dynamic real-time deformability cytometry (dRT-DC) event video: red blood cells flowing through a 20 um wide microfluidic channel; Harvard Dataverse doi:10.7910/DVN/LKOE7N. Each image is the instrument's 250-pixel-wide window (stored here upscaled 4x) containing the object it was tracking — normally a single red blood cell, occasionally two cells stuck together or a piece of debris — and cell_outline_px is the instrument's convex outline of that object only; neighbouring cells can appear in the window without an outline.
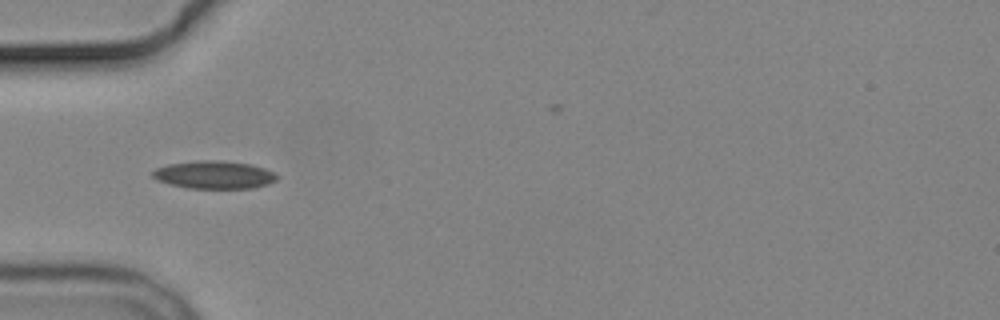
{"species": "common noctule bat (a hibernating species)", "species_latin": "Nyctalus noctula", "temperature_condition": "cold", "stored_images_in_passage": 7, "camera_frame_rate_fps": 3000, "um_per_image_px": 0.085, "animal": {"sex": "male", "body_mass_g": 19.2, "forearm_length_mm": 51.8}, "frame": {"image": 1, "passage_image": 3, "time_ms": 4.0, "image_size_px": [1000, 320], "cell_outline_px": [[280, 176], [276, 180], [268, 184], [252, 188], [188, 188], [156, 180], [152, 176], [152, 172], [156, 168], [168, 164], [200, 160], [216, 160], [248, 164], [264, 168], [276, 172]], "centroid_in_image_um": [18.23, 14.86], "position_along_channel_um": 66.8, "area_um2": 20.11}}
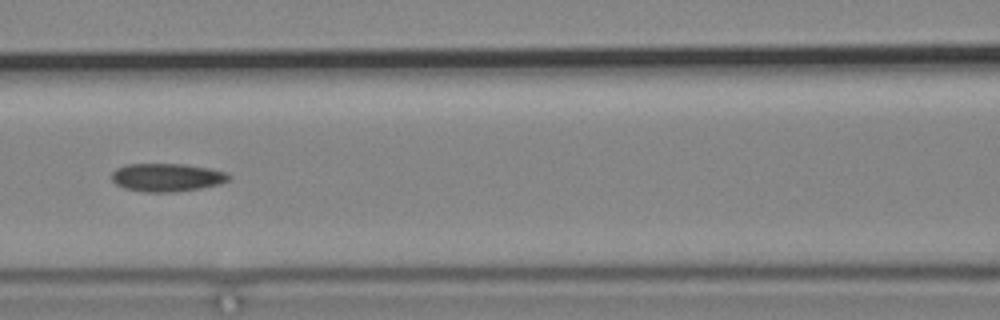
{"frame": {"image": 2, "passage_image": 5, "time_ms": 6.333, "image_size_px": [1000, 320], "cell_outline_px": [[232, 180], [220, 184], [200, 188], [176, 192], [148, 192], [124, 188], [116, 184], [112, 180], [112, 172], [116, 168], [128, 164], [184, 164], [208, 168], [224, 172], [232, 176]], "centroid_in_image_um": [14.21, 15.08], "position_along_channel_um": 152.4, "area_um2": 19.25}}
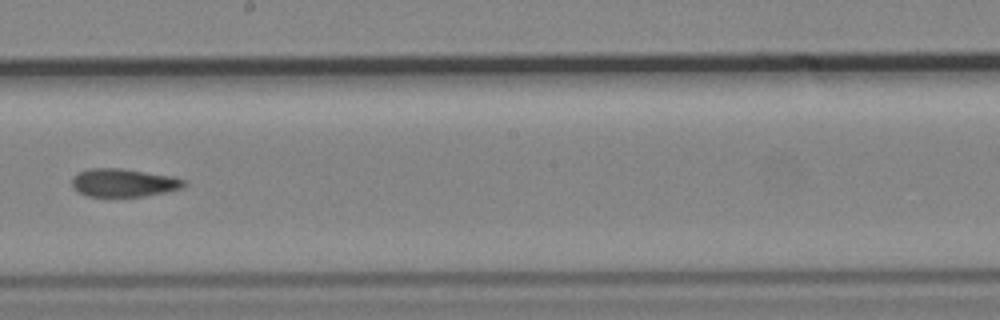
{"frame": {"image": 3, "passage_image": 7, "time_ms": 8.667, "image_size_px": [1000, 320], "cell_outline_px": [[188, 184], [180, 188], [168, 192], [144, 196], [88, 196], [76, 192], [72, 188], [72, 180], [80, 172], [88, 168], [120, 168], [172, 176], [184, 180]], "centroid_in_image_um": [10.5, 15.54], "position_along_channel_um": 237.7, "area_um2": 18.32}}